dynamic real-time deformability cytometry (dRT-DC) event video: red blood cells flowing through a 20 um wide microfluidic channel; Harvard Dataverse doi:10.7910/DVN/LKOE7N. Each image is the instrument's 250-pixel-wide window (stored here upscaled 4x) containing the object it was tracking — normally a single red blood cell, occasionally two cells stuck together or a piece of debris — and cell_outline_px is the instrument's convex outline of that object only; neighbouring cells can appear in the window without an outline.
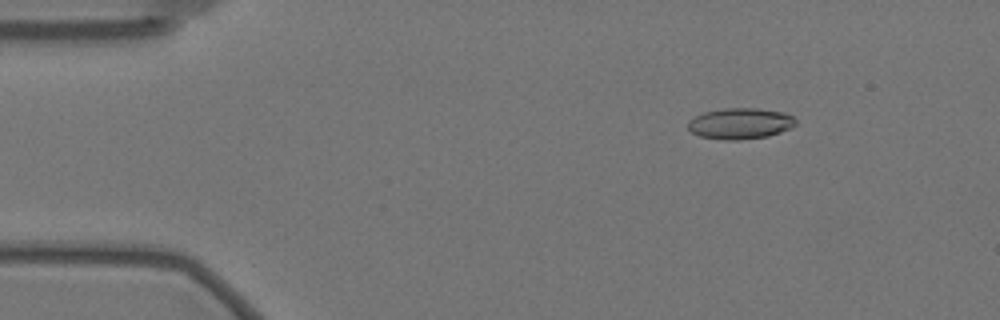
{"species": "Egyptian fruit bat (a non-hibernating species)", "species_latin": "Rousettus aegyptiacus", "temperature_condition": "warm", "stored_images_in_passage": 58, "camera_frame_rate_fps": 3000, "um_per_image_px": 0.085, "animal": {"sex": "female"}, "frame": {"image": 1, "passage_image": 8, "time_ms": 2.333, "image_size_px": [1000, 320], "cell_outline_px": [[796, 124], [792, 128], [768, 136], [740, 140], [724, 140], [700, 136], [692, 132], [688, 128], [688, 120], [704, 112], [724, 108], [756, 108], [784, 112], [792, 116], [796, 120]], "centroid_in_image_um": [62.93, 10.5], "position_along_channel_um": 22.1, "area_um2": 19.54}}
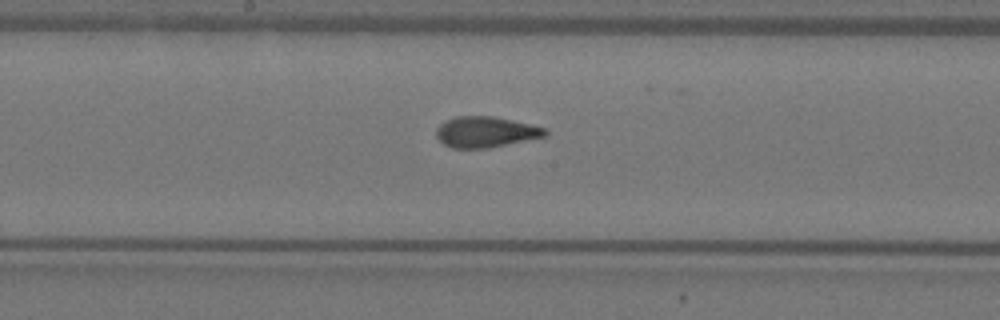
{"frame": {"image": 2, "passage_image": 30, "time_ms": 9.667, "image_size_px": [1000, 320], "cell_outline_px": [[548, 136], [488, 148], [452, 148], [444, 144], [436, 136], [436, 128], [444, 120], [456, 116], [492, 116], [512, 120], [548, 128]], "centroid_in_image_um": [41.3, 11.21], "position_along_channel_um": 206.9, "area_um2": 19.71}}
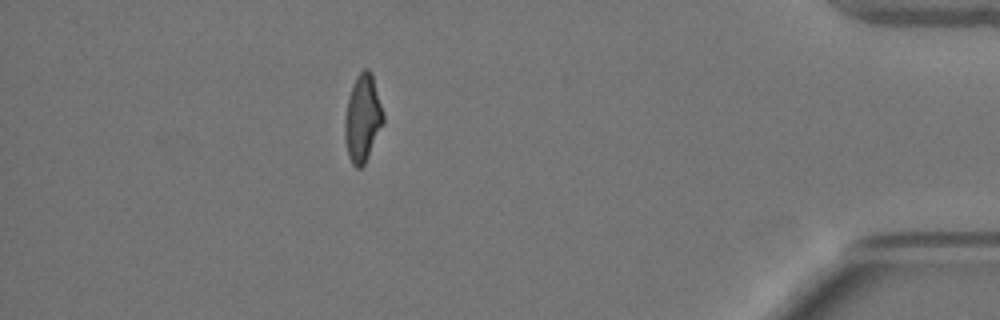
{"frame": {"image": 3, "passage_image": 51, "time_ms": 16.667, "image_size_px": [1000, 320], "cell_outline_px": [[384, 124], [364, 164], [360, 168], [356, 168], [352, 164], [348, 156], [344, 136], [344, 120], [348, 100], [356, 76], [364, 68], [368, 68], [372, 72], [384, 116]], "centroid_in_image_um": [30.83, 10.06], "position_along_channel_um": 404.4, "area_um2": 19.54}, "authors_computed_cell_mechanics": {"area_um2": 19.5075, "velocity_mm_per_s": 3.517, "shape_relaxation_time_tau1_ms": 10.8964, "shape_relaxation_time_tau2_ms": 1.4091, "deformation_change_tau1": 0.2614, "deformation_change_tau2": 0.0829}}